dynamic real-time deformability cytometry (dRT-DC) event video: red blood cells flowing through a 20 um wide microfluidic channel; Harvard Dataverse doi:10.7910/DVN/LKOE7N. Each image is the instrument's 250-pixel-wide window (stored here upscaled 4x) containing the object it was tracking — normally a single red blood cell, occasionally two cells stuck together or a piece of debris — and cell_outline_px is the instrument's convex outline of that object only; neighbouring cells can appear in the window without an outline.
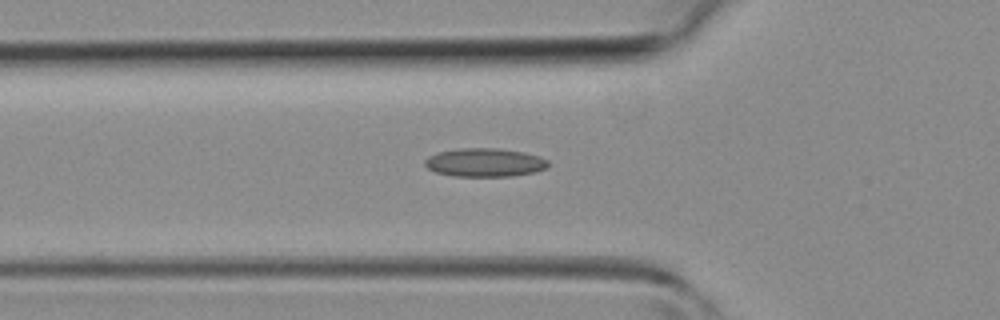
{"species": "common noctule bat (a hibernating species)", "species_latin": "Nyctalus noctula", "temperature_condition": "room temperature", "stored_images_in_passage": 25, "camera_frame_rate_fps": 3000, "um_per_image_px": 0.085, "animal": {"sex": "female", "body_mass_g": 19.3, "forearm_length_mm": 54.1}, "frame": {"image": 1, "passage_image": 5, "time_ms": 1.333, "image_size_px": [1000, 320], "cell_outline_px": [[548, 168], [536, 172], [512, 176], [452, 176], [436, 172], [428, 168], [424, 164], [424, 160], [428, 156], [436, 152], [456, 148], [496, 148], [524, 152], [540, 156], [548, 160]], "centroid_in_image_um": [41.2, 13.8], "position_along_channel_um": 84.6, "area_um2": 20.75}}
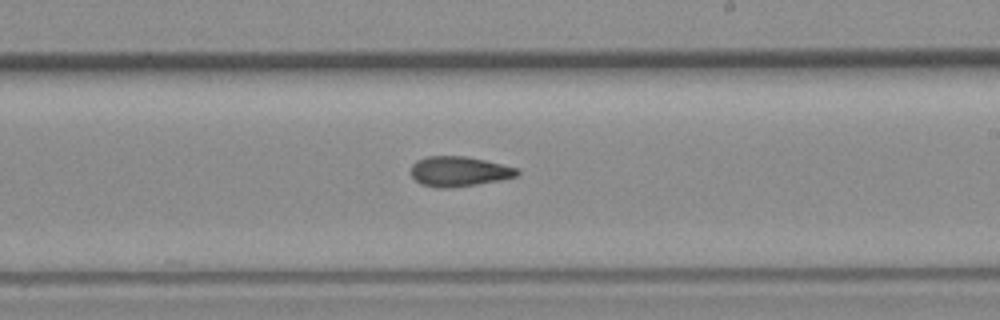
{"frame": {"image": 2, "passage_image": 15, "time_ms": 4.667, "image_size_px": [1000, 320], "cell_outline_px": [[520, 172], [516, 176], [500, 180], [476, 184], [448, 188], [440, 188], [420, 184], [412, 176], [412, 164], [416, 160], [428, 156], [464, 156], [484, 160], [520, 168]], "centroid_in_image_um": [39.02, 14.57], "position_along_channel_um": 250.0, "area_um2": 18.5}}
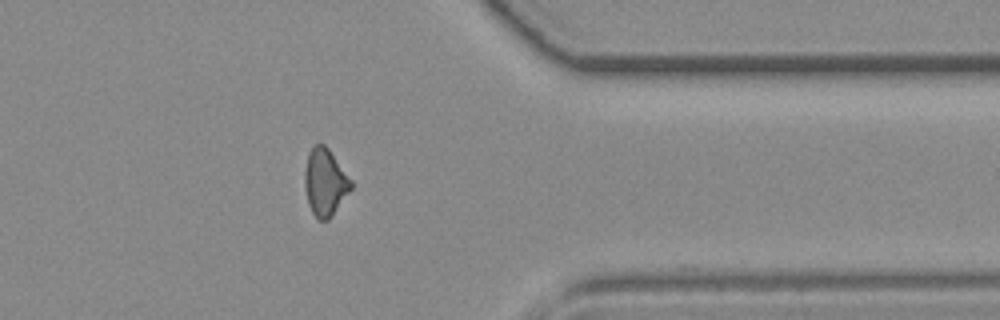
{"frame": {"image": 3, "passage_image": 24, "time_ms": 7.667, "image_size_px": [1000, 320], "cell_outline_px": [[352, 188], [332, 216], [328, 220], [320, 220], [312, 212], [308, 204], [304, 184], [304, 172], [308, 156], [312, 148], [316, 144], [324, 144], [328, 148], [352, 180]], "centroid_in_image_um": [27.63, 15.5], "position_along_channel_um": 383.8, "area_um2": 17.98}}